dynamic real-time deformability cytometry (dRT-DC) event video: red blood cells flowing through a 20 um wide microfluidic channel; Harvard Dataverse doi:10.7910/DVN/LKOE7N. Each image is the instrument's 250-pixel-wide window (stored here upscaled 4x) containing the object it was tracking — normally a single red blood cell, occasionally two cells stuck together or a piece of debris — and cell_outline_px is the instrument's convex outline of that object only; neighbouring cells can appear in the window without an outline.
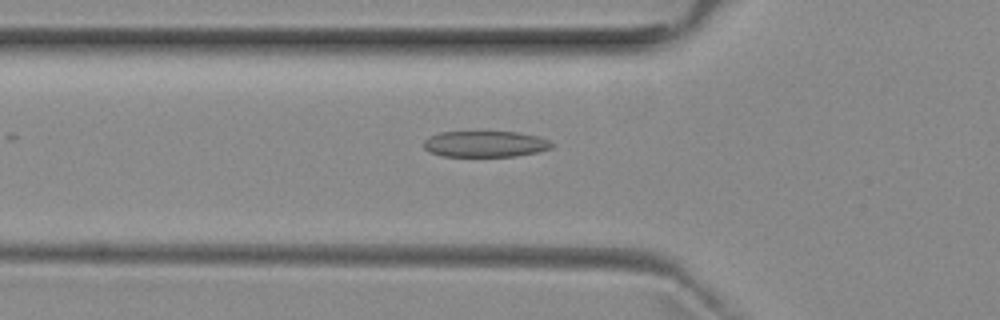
{"species": "common noctule bat (a hibernating species)", "species_latin": "Nyctalus noctula", "temperature_condition": "room temperature", "stored_images_in_passage": 40, "camera_frame_rate_fps": 3000, "um_per_image_px": 0.085, "animal": {"sex": "female", "body_mass_g": 29.2, "forearm_length_mm": 56.3}, "frame": {"image": 1, "passage_image": 11, "time_ms": 3.333, "image_size_px": [1000, 320], "cell_outline_px": [[552, 148], [536, 152], [516, 156], [440, 156], [424, 148], [424, 140], [428, 136], [440, 132], [516, 132], [540, 136], [548, 140], [552, 144]], "centroid_in_image_um": [41.23, 12.23], "position_along_channel_um": 84.6, "area_um2": 19.42}}
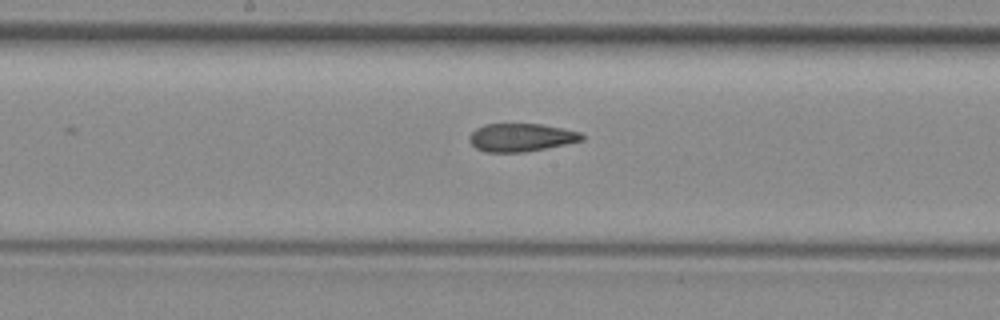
{"frame": {"image": 2, "passage_image": 20, "time_ms": 6.333, "image_size_px": [1000, 320], "cell_outline_px": [[584, 140], [524, 152], [488, 152], [476, 148], [468, 140], [472, 132], [476, 128], [484, 124], [540, 124], [564, 128], [584, 132]], "centroid_in_image_um": [44.32, 11.67], "position_along_channel_um": 203.9, "area_um2": 18.38}}
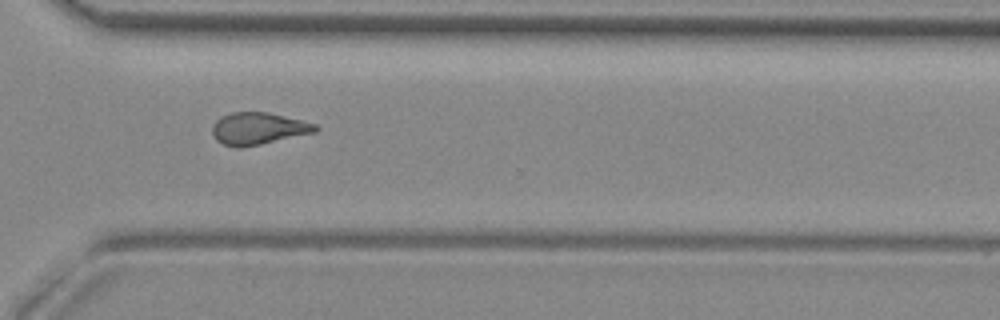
{"frame": {"image": 3, "passage_image": 31, "time_ms": 10.0, "image_size_px": [1000, 320], "cell_outline_px": [[320, 128], [316, 132], [260, 144], [240, 148], [236, 148], [224, 144], [216, 140], [212, 132], [212, 124], [216, 120], [232, 112], [268, 112], [316, 124]], "centroid_in_image_um": [21.94, 10.93], "position_along_channel_um": 348.7, "area_um2": 19.13}, "authors_computed_cell_mechanics": {"area_um2": 19.0451, "velocity_mm_per_s": 3.9486, "shape_relaxation_time_tau1_ms": null, "shape_relaxation_time_tau2_ms": 2.0939, "deformation_change_tau1": null, "deformation_change_tau2": 0.0985}}